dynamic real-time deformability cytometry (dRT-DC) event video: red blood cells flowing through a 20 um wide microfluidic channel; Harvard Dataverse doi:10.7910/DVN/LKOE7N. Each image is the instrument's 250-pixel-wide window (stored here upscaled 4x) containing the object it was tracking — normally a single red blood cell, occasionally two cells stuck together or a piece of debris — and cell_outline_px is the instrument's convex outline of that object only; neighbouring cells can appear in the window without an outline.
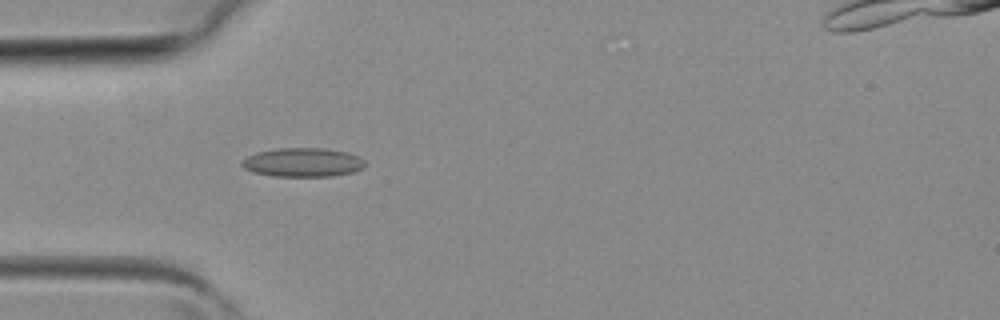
{"species": "common noctule bat (a hibernating species)", "species_latin": "Nyctalus noctula", "temperature_condition": "room temperature", "stored_images_in_passage": 1, "camera_frame_rate_fps": 3000, "um_per_image_px": 0.085, "animal": {"sex": "female", "body_mass_g": 19.3, "forearm_length_mm": 54.1}, "frame": {"image": 1, "passage_image": 1, "time_ms": 0.0, "image_size_px": [1000, 320], "cell_outline_px": [[364, 168], [352, 172], [332, 176], [272, 176], [252, 172], [244, 168], [240, 164], [240, 160], [256, 152], [276, 148], [324, 148], [348, 152], [364, 160]], "centroid_in_image_um": [25.69, 13.8], "position_along_channel_um": 59.3, "area_um2": 20.87}}